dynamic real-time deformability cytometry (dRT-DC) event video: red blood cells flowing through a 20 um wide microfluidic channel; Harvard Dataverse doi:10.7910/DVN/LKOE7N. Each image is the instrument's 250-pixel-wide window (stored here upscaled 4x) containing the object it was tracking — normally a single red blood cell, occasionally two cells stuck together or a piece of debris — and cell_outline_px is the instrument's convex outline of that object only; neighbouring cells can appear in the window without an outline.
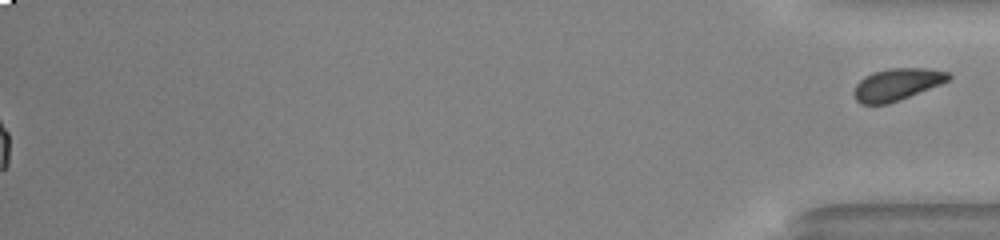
{"species": "common noctule bat (a hibernating species)", "species_latin": "Nyctalus noctula", "temperature_condition": "warm", "stored_images_in_passage": 53, "segment_of_instrument_passage": [2, 2], "camera_frame_rate_fps": 3000, "um_per_image_px": 0.085, "animal": {"sex": "male", "body_mass_g": 20.0, "forearm_length_mm": 53.3}, "frame": {"image": 1, "passage_image": 53, "time_ms": 17.333, "image_size_px": [1000, 240], "cell_outline_px": [[952, 76], [948, 80], [940, 84], [888, 104], [860, 104], [856, 100], [852, 92], [856, 84], [864, 76], [872, 72], [888, 68], [924, 68], [948, 72]], "centroid_in_image_um": [76.19, 7.17], "position_along_channel_um": 359.0, "area_um2": 17.57}}